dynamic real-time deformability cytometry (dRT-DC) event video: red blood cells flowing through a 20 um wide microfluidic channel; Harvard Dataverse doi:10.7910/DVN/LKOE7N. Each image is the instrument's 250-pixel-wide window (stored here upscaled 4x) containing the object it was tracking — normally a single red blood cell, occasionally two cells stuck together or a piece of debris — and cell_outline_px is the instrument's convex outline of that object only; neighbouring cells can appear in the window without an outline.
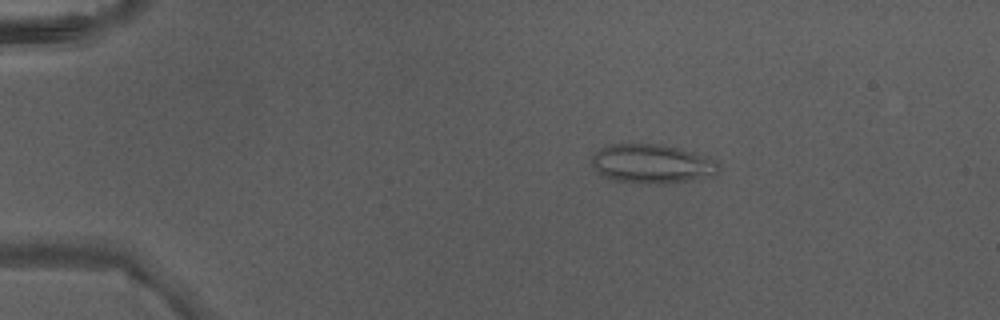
{"species": "Egyptian fruit bat (a non-hibernating species)", "species_latin": "Rousettus aegyptiacus", "temperature_condition": "warm", "stored_images_in_passage": 3, "camera_frame_rate_fps": 3000, "um_per_image_px": 0.085, "animal": {"sex": "male"}, "frame": {"image": 1, "passage_image": 2, "time_ms": 0.333, "image_size_px": [1000, 320], "cell_outline_px": [[720, 168], [716, 172], [688, 180], [660, 184], [656, 184], [616, 180], [604, 176], [592, 164], [592, 156], [600, 148], [612, 144], [660, 144], [680, 148], [716, 160], [720, 164]], "centroid_in_image_um": [55.4, 13.9], "position_along_channel_um": 29.6, "area_um2": 28.21}}